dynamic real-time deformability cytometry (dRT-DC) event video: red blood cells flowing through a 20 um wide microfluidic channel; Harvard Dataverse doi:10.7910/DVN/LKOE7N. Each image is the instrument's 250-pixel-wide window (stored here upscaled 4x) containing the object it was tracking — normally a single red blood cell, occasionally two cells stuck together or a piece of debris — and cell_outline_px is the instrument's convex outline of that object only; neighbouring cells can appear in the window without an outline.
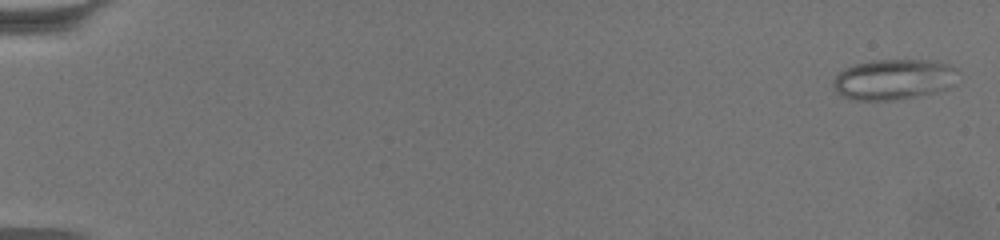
{"species": "common noctule bat (a hibernating species)", "species_latin": "Nyctalus noctula", "temperature_condition": "warm", "stored_images_in_passage": 64, "camera_frame_rate_fps": 3000, "um_per_image_px": 0.085, "animal": {"sex": "female", "body_mass_g": 19.5, "forearm_length_mm": 54.1}, "frame": {"image": 1, "passage_image": 2, "time_ms": 0.333, "image_size_px": [1000, 240], "cell_outline_px": [[956, 68], [944, 88], [936, 92], [892, 100], [856, 100], [844, 96], [836, 92], [832, 84], [836, 76], [844, 68], [856, 64], [876, 60], [928, 60], [948, 64]], "centroid_in_image_um": [75.84, 6.74], "position_along_channel_um": 9.2, "area_um2": 28.5}}
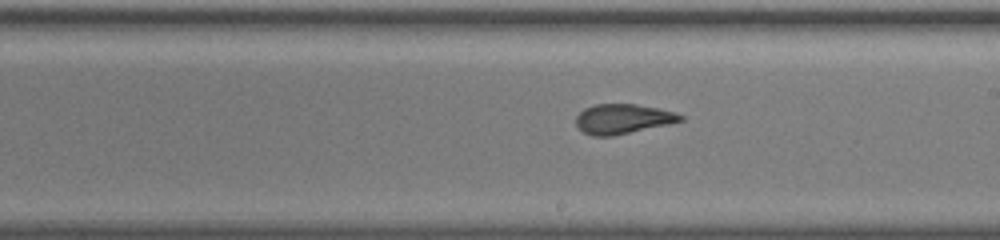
{"frame": {"image": 2, "passage_image": 39, "time_ms": 12.667, "image_size_px": [1000, 240], "cell_outline_px": [[684, 120], [668, 124], [612, 136], [592, 136], [584, 132], [576, 124], [576, 116], [584, 108], [596, 104], [636, 104], [676, 112], [684, 116]], "centroid_in_image_um": [52.94, 10.1], "position_along_channel_um": 236.1, "area_um2": 17.98}}
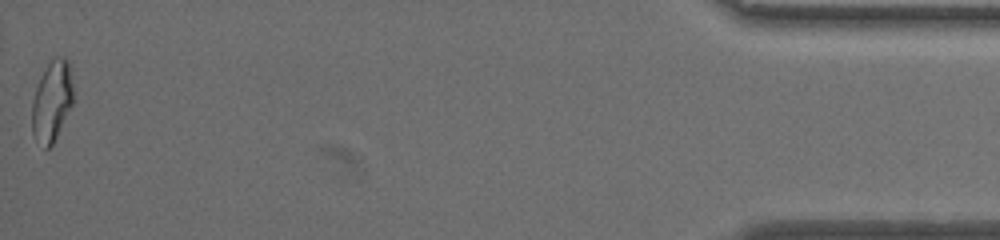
{"frame": {"image": 3, "passage_image": 64, "time_ms": 21.0, "image_size_px": [1000, 240], "cell_outline_px": [[72, 104], [52, 144], [48, 148], [44, 148], [36, 140], [32, 132], [32, 100], [36, 88], [48, 64], [56, 56], [64, 56], [68, 60], [72, 88]], "centroid_in_image_um": [4.39, 8.61], "position_along_channel_um": 430.8, "area_um2": 18.84}, "authors_computed_cell_mechanics": {"area_um2": 19.1896, "velocity_mm_per_s": 3.3637, "shape_relaxation_time_tau1_ms": null, "shape_relaxation_time_tau2_ms": 1.6204, "deformation_change_tau1": null, "deformation_change_tau2": 0.0972}}